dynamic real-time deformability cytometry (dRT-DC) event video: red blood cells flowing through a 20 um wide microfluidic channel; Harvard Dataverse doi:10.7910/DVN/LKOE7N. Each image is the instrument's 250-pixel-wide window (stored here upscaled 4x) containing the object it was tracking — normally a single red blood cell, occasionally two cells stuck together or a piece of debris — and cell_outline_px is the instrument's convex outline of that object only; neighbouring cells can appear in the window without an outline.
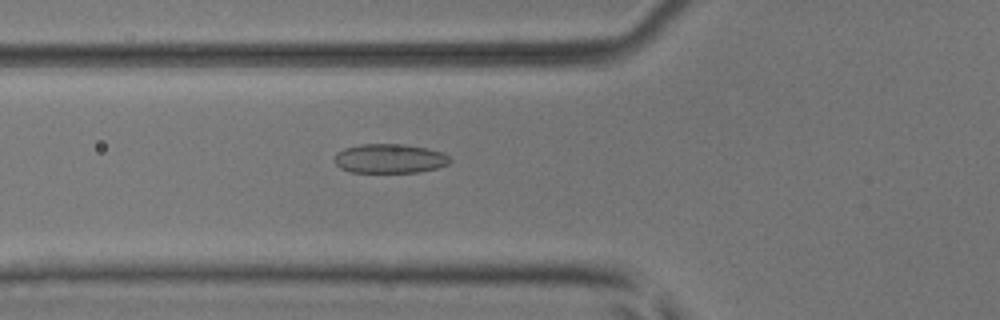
{"species": "common noctule bat (a hibernating species)", "species_latin": "Nyctalus noctula", "temperature_condition": "room temperature", "stored_images_in_passage": 54, "camera_frame_rate_fps": 3000, "um_per_image_px": 0.085, "animal": {"sex": "male", "body_mass_g": 17.9, "forearm_length_mm": 54.2}, "frame": {"image": 1, "passage_image": 20, "time_ms": 6.333, "image_size_px": [1000, 320], "cell_outline_px": [[452, 160], [448, 164], [436, 168], [420, 172], [352, 172], [340, 168], [332, 160], [336, 152], [344, 148], [360, 144], [404, 144], [428, 148], [444, 152]], "centroid_in_image_um": [33.11, 13.47], "position_along_channel_um": 92.7, "area_um2": 19.94}}
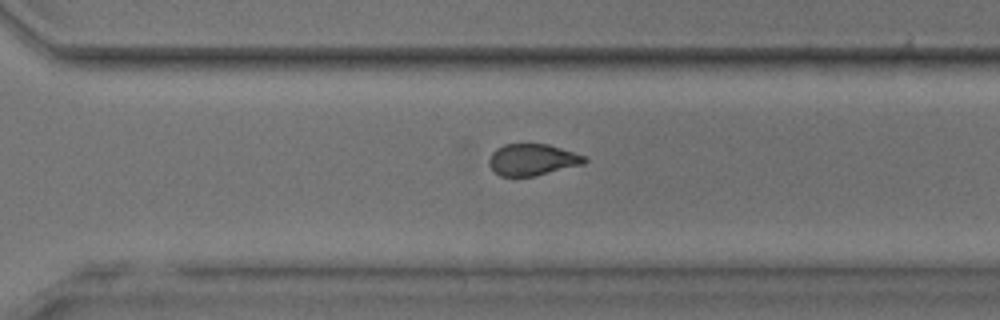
{"frame": {"image": 2, "passage_image": 38, "time_ms": 12.333, "image_size_px": [1000, 320], "cell_outline_px": [[588, 160], [584, 164], [532, 176], [500, 176], [488, 164], [488, 160], [492, 152], [496, 148], [504, 144], [548, 144], [584, 156]], "centroid_in_image_um": [45.22, 13.56], "position_along_channel_um": 325.4, "area_um2": 17.34}}
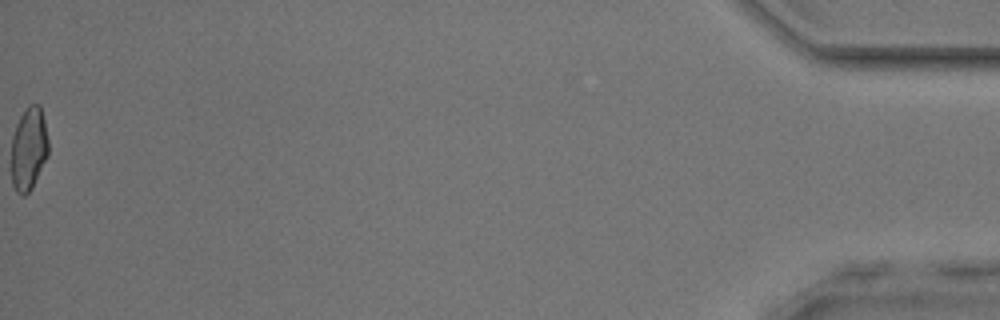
{"frame": {"image": 3, "passage_image": 54, "time_ms": 17.667, "image_size_px": [1000, 320], "cell_outline_px": [[48, 156], [32, 188], [24, 196], [16, 192], [12, 184], [12, 136], [16, 124], [20, 116], [28, 104], [40, 104], [44, 120], [48, 140]], "centroid_in_image_um": [2.45, 12.64], "position_along_channel_um": 432.8, "area_um2": 18.03}, "authors_computed_cell_mechanics": {"area_um2": 18.6694, "velocity_mm_per_s": 3.8798, "shape_relaxation_time_tau1_ms": 8.8163, "shape_relaxation_time_tau2_ms": 1.8986, "deformation_change_tau1": 0.1858, "deformation_change_tau2": 0.0892}}